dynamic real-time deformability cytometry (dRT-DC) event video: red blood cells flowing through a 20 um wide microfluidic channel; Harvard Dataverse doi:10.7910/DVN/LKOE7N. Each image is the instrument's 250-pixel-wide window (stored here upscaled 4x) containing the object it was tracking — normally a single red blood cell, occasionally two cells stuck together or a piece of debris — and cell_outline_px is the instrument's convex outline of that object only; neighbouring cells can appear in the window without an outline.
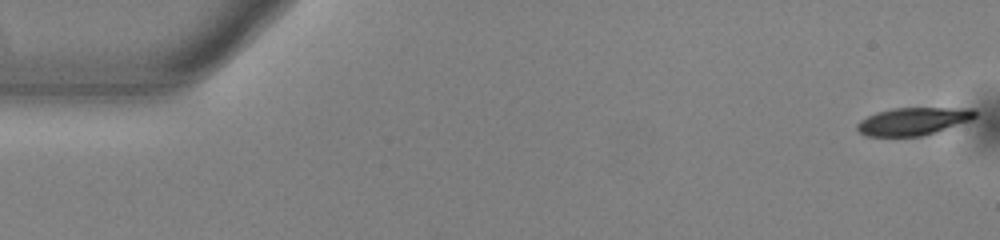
{"species": "common noctule bat (a hibernating species)", "species_latin": "Nyctalus noctula", "temperature_condition": "warm", "stored_images_in_passage": 10, "camera_frame_rate_fps": 3000, "um_per_image_px": 0.085, "animal": {"sex": "male", "body_mass_g": 13.0, "forearm_length_mm": 53.1}, "frame": {"image": 1, "passage_image": 1, "time_ms": 0.0, "image_size_px": [1000, 240], "cell_outline_px": [[976, 116], [968, 120], [936, 132], [920, 136], [868, 136], [860, 132], [856, 128], [856, 124], [860, 120], [876, 112], [892, 108], [972, 108], [976, 112]], "centroid_in_image_um": [77.58, 10.3], "position_along_channel_um": 7.4, "area_um2": 18.79}}